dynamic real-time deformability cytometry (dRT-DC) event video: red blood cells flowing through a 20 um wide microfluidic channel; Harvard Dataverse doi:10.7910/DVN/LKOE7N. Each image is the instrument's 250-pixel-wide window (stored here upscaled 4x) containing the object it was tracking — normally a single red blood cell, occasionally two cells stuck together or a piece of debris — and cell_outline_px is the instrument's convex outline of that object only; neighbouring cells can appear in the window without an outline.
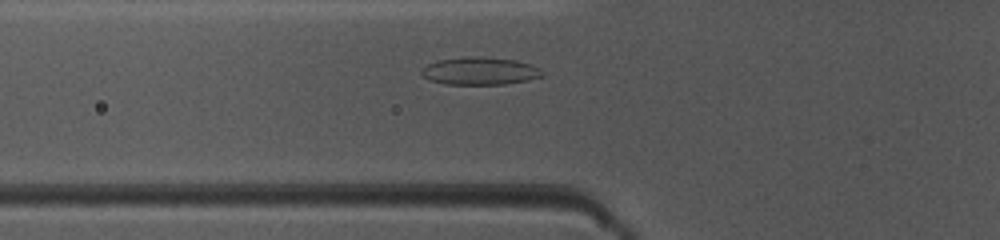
{"species": "common noctule bat (a hibernating species)", "species_latin": "Nyctalus noctula", "temperature_condition": "warm", "stored_images_in_passage": 42, "camera_frame_rate_fps": 3000, "um_per_image_px": 0.085, "animal": {"sex": "female", "body_mass_g": 10.0, "forearm_length_mm": 53.1}, "frame": {"image": 1, "passage_image": 18, "time_ms": 5.667, "image_size_px": [1000, 240], "cell_outline_px": [[544, 76], [528, 80], [504, 84], [444, 84], [432, 80], [424, 76], [420, 72], [420, 68], [436, 60], [468, 56], [480, 56], [516, 60], [532, 64], [540, 68], [544, 72]], "centroid_in_image_um": [40.81, 6.02], "position_along_channel_um": 85.0, "area_um2": 19.65}}
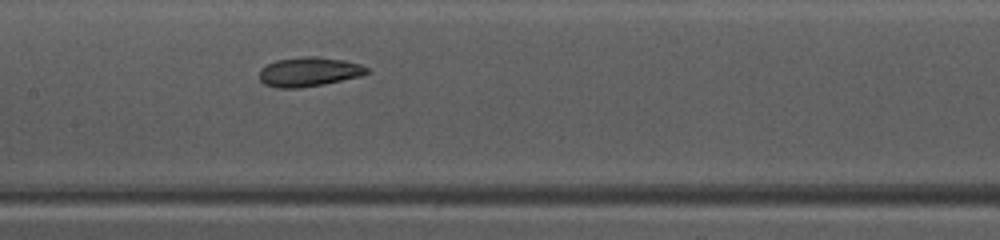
{"frame": {"image": 2, "passage_image": 25, "time_ms": 8.0, "image_size_px": [1000, 240], "cell_outline_px": [[368, 72], [360, 76], [324, 84], [300, 88], [276, 88], [264, 84], [260, 80], [260, 68], [276, 60], [308, 56], [316, 56], [344, 60], [360, 64], [368, 68]], "centroid_in_image_um": [26.24, 6.11], "position_along_channel_um": 181.2, "area_um2": 18.32}}
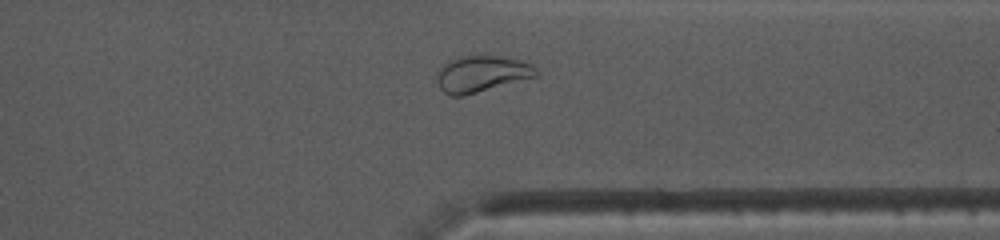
{"frame": {"image": 3, "passage_image": 39, "time_ms": 12.667, "image_size_px": [1000, 240], "cell_outline_px": [[540, 72], [536, 76], [464, 96], [452, 96], [444, 92], [440, 88], [436, 80], [436, 76], [440, 68], [448, 60], [460, 56], [496, 56], [520, 60], [532, 64]], "centroid_in_image_um": [40.92, 6.28], "position_along_channel_um": 370.5, "area_um2": 20.92}, "authors_computed_cell_mechanics": {"area_um2": 19.4208, "velocity_mm_per_s": 4.0604, "shape_relaxation_time_tau1_ms": null, "shape_relaxation_time_tau2_ms": 2.6786, "deformation_change_tau1": null, "deformation_change_tau2": 0.0824}}